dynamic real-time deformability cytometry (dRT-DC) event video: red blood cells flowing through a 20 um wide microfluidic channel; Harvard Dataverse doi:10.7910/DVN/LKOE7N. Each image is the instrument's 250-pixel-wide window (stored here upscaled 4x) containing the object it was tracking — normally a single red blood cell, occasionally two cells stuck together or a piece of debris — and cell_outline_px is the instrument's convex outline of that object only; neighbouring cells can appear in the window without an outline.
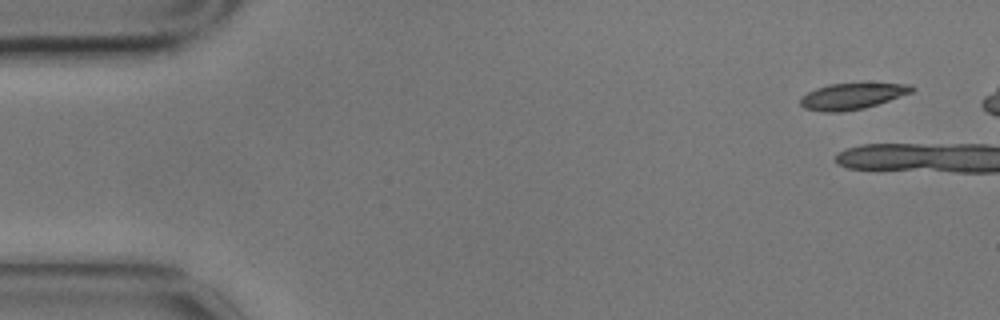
{"species": "common noctule bat (a hibernating species)", "species_latin": "Nyctalus noctula", "temperature_condition": "cold", "stored_images_in_passage": 4, "camera_frame_rate_fps": 3000, "um_per_image_px": 0.085, "animal": {"sex": "male", "body_mass_g": 17.9}, "frame": {"image": 1, "passage_image": 1, "time_ms": 0.0, "image_size_px": [1000, 320], "cell_outline_px": [[916, 88], [912, 92], [864, 108], [840, 112], [824, 112], [804, 108], [800, 104], [800, 96], [816, 88], [828, 84], [912, 84]], "centroid_in_image_um": [72.38, 8.18], "position_along_channel_um": 12.6, "area_um2": 16.7}}